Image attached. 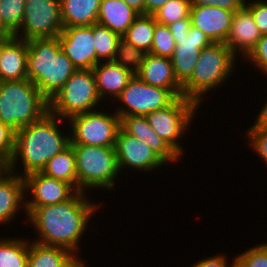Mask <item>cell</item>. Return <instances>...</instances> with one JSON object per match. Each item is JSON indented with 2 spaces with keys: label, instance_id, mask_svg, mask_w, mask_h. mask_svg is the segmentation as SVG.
<instances>
[{
  "label": "cell",
  "instance_id": "39",
  "mask_svg": "<svg viewBox=\"0 0 267 267\" xmlns=\"http://www.w3.org/2000/svg\"><path fill=\"white\" fill-rule=\"evenodd\" d=\"M231 259L232 262L230 263L229 260ZM231 259L230 257L228 259V256L223 253H218L209 257H202L199 261L192 263L191 267H234V256Z\"/></svg>",
  "mask_w": 267,
  "mask_h": 267
},
{
  "label": "cell",
  "instance_id": "9",
  "mask_svg": "<svg viewBox=\"0 0 267 267\" xmlns=\"http://www.w3.org/2000/svg\"><path fill=\"white\" fill-rule=\"evenodd\" d=\"M105 110L99 108L71 116L66 121L70 125V144L115 147L120 117L113 110Z\"/></svg>",
  "mask_w": 267,
  "mask_h": 267
},
{
  "label": "cell",
  "instance_id": "34",
  "mask_svg": "<svg viewBox=\"0 0 267 267\" xmlns=\"http://www.w3.org/2000/svg\"><path fill=\"white\" fill-rule=\"evenodd\" d=\"M234 267H267V242H261L234 256Z\"/></svg>",
  "mask_w": 267,
  "mask_h": 267
},
{
  "label": "cell",
  "instance_id": "8",
  "mask_svg": "<svg viewBox=\"0 0 267 267\" xmlns=\"http://www.w3.org/2000/svg\"><path fill=\"white\" fill-rule=\"evenodd\" d=\"M198 109L201 108L194 101L180 96L167 107L153 111L145 117L155 133L184 159L185 147L180 141L188 135Z\"/></svg>",
  "mask_w": 267,
  "mask_h": 267
},
{
  "label": "cell",
  "instance_id": "15",
  "mask_svg": "<svg viewBox=\"0 0 267 267\" xmlns=\"http://www.w3.org/2000/svg\"><path fill=\"white\" fill-rule=\"evenodd\" d=\"M212 43L201 30L193 26L187 36L178 38L171 61L175 77L181 85L191 77L201 50Z\"/></svg>",
  "mask_w": 267,
  "mask_h": 267
},
{
  "label": "cell",
  "instance_id": "44",
  "mask_svg": "<svg viewBox=\"0 0 267 267\" xmlns=\"http://www.w3.org/2000/svg\"><path fill=\"white\" fill-rule=\"evenodd\" d=\"M132 9L139 14H144V0H124Z\"/></svg>",
  "mask_w": 267,
  "mask_h": 267
},
{
  "label": "cell",
  "instance_id": "4",
  "mask_svg": "<svg viewBox=\"0 0 267 267\" xmlns=\"http://www.w3.org/2000/svg\"><path fill=\"white\" fill-rule=\"evenodd\" d=\"M237 59L225 43H212L203 48L191 77L182 85V96L201 108L205 98H209L206 94L218 91L238 71Z\"/></svg>",
  "mask_w": 267,
  "mask_h": 267
},
{
  "label": "cell",
  "instance_id": "42",
  "mask_svg": "<svg viewBox=\"0 0 267 267\" xmlns=\"http://www.w3.org/2000/svg\"><path fill=\"white\" fill-rule=\"evenodd\" d=\"M266 99L267 98H265L264 100ZM264 102L265 103L263 104V106H261V109L257 111V115H255V117L257 116L255 122H253V124H251L248 129L267 130V100Z\"/></svg>",
  "mask_w": 267,
  "mask_h": 267
},
{
  "label": "cell",
  "instance_id": "35",
  "mask_svg": "<svg viewBox=\"0 0 267 267\" xmlns=\"http://www.w3.org/2000/svg\"><path fill=\"white\" fill-rule=\"evenodd\" d=\"M246 145H249L250 150L256 153L261 159V163L265 162L267 167V130L264 129H246L244 132Z\"/></svg>",
  "mask_w": 267,
  "mask_h": 267
},
{
  "label": "cell",
  "instance_id": "40",
  "mask_svg": "<svg viewBox=\"0 0 267 267\" xmlns=\"http://www.w3.org/2000/svg\"><path fill=\"white\" fill-rule=\"evenodd\" d=\"M246 0H192L191 6H214L232 12L245 6Z\"/></svg>",
  "mask_w": 267,
  "mask_h": 267
},
{
  "label": "cell",
  "instance_id": "1",
  "mask_svg": "<svg viewBox=\"0 0 267 267\" xmlns=\"http://www.w3.org/2000/svg\"><path fill=\"white\" fill-rule=\"evenodd\" d=\"M89 199L86 192L77 191L69 200L61 203L25 207V223H29L34 228V234L38 235H33L34 238L30 240L43 245L63 247L80 255L83 235L85 236L89 228L92 229L91 224H94L91 220L102 209L101 204H104V201L97 203Z\"/></svg>",
  "mask_w": 267,
  "mask_h": 267
},
{
  "label": "cell",
  "instance_id": "31",
  "mask_svg": "<svg viewBox=\"0 0 267 267\" xmlns=\"http://www.w3.org/2000/svg\"><path fill=\"white\" fill-rule=\"evenodd\" d=\"M25 0H0V21L13 36L21 27Z\"/></svg>",
  "mask_w": 267,
  "mask_h": 267
},
{
  "label": "cell",
  "instance_id": "20",
  "mask_svg": "<svg viewBox=\"0 0 267 267\" xmlns=\"http://www.w3.org/2000/svg\"><path fill=\"white\" fill-rule=\"evenodd\" d=\"M96 89L99 98L107 106L111 105L125 89L133 75L113 61L99 62L93 69ZM108 98V100H107Z\"/></svg>",
  "mask_w": 267,
  "mask_h": 267
},
{
  "label": "cell",
  "instance_id": "5",
  "mask_svg": "<svg viewBox=\"0 0 267 267\" xmlns=\"http://www.w3.org/2000/svg\"><path fill=\"white\" fill-rule=\"evenodd\" d=\"M49 112V100L29 79L2 81L0 121L17 132L42 119Z\"/></svg>",
  "mask_w": 267,
  "mask_h": 267
},
{
  "label": "cell",
  "instance_id": "43",
  "mask_svg": "<svg viewBox=\"0 0 267 267\" xmlns=\"http://www.w3.org/2000/svg\"><path fill=\"white\" fill-rule=\"evenodd\" d=\"M169 0H144V14L153 15Z\"/></svg>",
  "mask_w": 267,
  "mask_h": 267
},
{
  "label": "cell",
  "instance_id": "25",
  "mask_svg": "<svg viewBox=\"0 0 267 267\" xmlns=\"http://www.w3.org/2000/svg\"><path fill=\"white\" fill-rule=\"evenodd\" d=\"M100 3L101 0H60L63 27L96 24Z\"/></svg>",
  "mask_w": 267,
  "mask_h": 267
},
{
  "label": "cell",
  "instance_id": "45",
  "mask_svg": "<svg viewBox=\"0 0 267 267\" xmlns=\"http://www.w3.org/2000/svg\"><path fill=\"white\" fill-rule=\"evenodd\" d=\"M9 163L0 157V179L9 172Z\"/></svg>",
  "mask_w": 267,
  "mask_h": 267
},
{
  "label": "cell",
  "instance_id": "17",
  "mask_svg": "<svg viewBox=\"0 0 267 267\" xmlns=\"http://www.w3.org/2000/svg\"><path fill=\"white\" fill-rule=\"evenodd\" d=\"M234 12L214 6H191L193 27L201 30L213 43H225Z\"/></svg>",
  "mask_w": 267,
  "mask_h": 267
},
{
  "label": "cell",
  "instance_id": "16",
  "mask_svg": "<svg viewBox=\"0 0 267 267\" xmlns=\"http://www.w3.org/2000/svg\"><path fill=\"white\" fill-rule=\"evenodd\" d=\"M261 36L251 11L243 6L234 12L225 44L241 63L256 46Z\"/></svg>",
  "mask_w": 267,
  "mask_h": 267
},
{
  "label": "cell",
  "instance_id": "41",
  "mask_svg": "<svg viewBox=\"0 0 267 267\" xmlns=\"http://www.w3.org/2000/svg\"><path fill=\"white\" fill-rule=\"evenodd\" d=\"M171 31V34L175 41H178V38H183L188 35L189 29L192 26L191 18H184L178 21H175L172 24L168 25Z\"/></svg>",
  "mask_w": 267,
  "mask_h": 267
},
{
  "label": "cell",
  "instance_id": "11",
  "mask_svg": "<svg viewBox=\"0 0 267 267\" xmlns=\"http://www.w3.org/2000/svg\"><path fill=\"white\" fill-rule=\"evenodd\" d=\"M63 28L60 0H25L23 22L13 36L26 41L56 38Z\"/></svg>",
  "mask_w": 267,
  "mask_h": 267
},
{
  "label": "cell",
  "instance_id": "19",
  "mask_svg": "<svg viewBox=\"0 0 267 267\" xmlns=\"http://www.w3.org/2000/svg\"><path fill=\"white\" fill-rule=\"evenodd\" d=\"M25 213L24 177L9 171L0 179V226L14 223V219Z\"/></svg>",
  "mask_w": 267,
  "mask_h": 267
},
{
  "label": "cell",
  "instance_id": "7",
  "mask_svg": "<svg viewBox=\"0 0 267 267\" xmlns=\"http://www.w3.org/2000/svg\"><path fill=\"white\" fill-rule=\"evenodd\" d=\"M103 104L97 93L92 70H76L49 101V112L68 120L79 113L103 109Z\"/></svg>",
  "mask_w": 267,
  "mask_h": 267
},
{
  "label": "cell",
  "instance_id": "10",
  "mask_svg": "<svg viewBox=\"0 0 267 267\" xmlns=\"http://www.w3.org/2000/svg\"><path fill=\"white\" fill-rule=\"evenodd\" d=\"M175 99L168 89L151 86L136 75L111 104L112 107L115 106L113 109L121 118L127 115L146 116L167 107Z\"/></svg>",
  "mask_w": 267,
  "mask_h": 267
},
{
  "label": "cell",
  "instance_id": "30",
  "mask_svg": "<svg viewBox=\"0 0 267 267\" xmlns=\"http://www.w3.org/2000/svg\"><path fill=\"white\" fill-rule=\"evenodd\" d=\"M147 52L135 47L121 38L113 62L125 67L133 76H136L142 68Z\"/></svg>",
  "mask_w": 267,
  "mask_h": 267
},
{
  "label": "cell",
  "instance_id": "14",
  "mask_svg": "<svg viewBox=\"0 0 267 267\" xmlns=\"http://www.w3.org/2000/svg\"><path fill=\"white\" fill-rule=\"evenodd\" d=\"M25 207L53 205L69 200L77 191L68 183L33 172L24 177Z\"/></svg>",
  "mask_w": 267,
  "mask_h": 267
},
{
  "label": "cell",
  "instance_id": "36",
  "mask_svg": "<svg viewBox=\"0 0 267 267\" xmlns=\"http://www.w3.org/2000/svg\"><path fill=\"white\" fill-rule=\"evenodd\" d=\"M243 61L250 63L257 72L260 71V75L263 74L262 76L267 77V35L261 36L256 46Z\"/></svg>",
  "mask_w": 267,
  "mask_h": 267
},
{
  "label": "cell",
  "instance_id": "26",
  "mask_svg": "<svg viewBox=\"0 0 267 267\" xmlns=\"http://www.w3.org/2000/svg\"><path fill=\"white\" fill-rule=\"evenodd\" d=\"M41 173L48 177L66 182L78 191L76 159L72 145L69 144L61 152L53 156L46 163Z\"/></svg>",
  "mask_w": 267,
  "mask_h": 267
},
{
  "label": "cell",
  "instance_id": "24",
  "mask_svg": "<svg viewBox=\"0 0 267 267\" xmlns=\"http://www.w3.org/2000/svg\"><path fill=\"white\" fill-rule=\"evenodd\" d=\"M138 16L124 0H101L97 23L122 37Z\"/></svg>",
  "mask_w": 267,
  "mask_h": 267
},
{
  "label": "cell",
  "instance_id": "13",
  "mask_svg": "<svg viewBox=\"0 0 267 267\" xmlns=\"http://www.w3.org/2000/svg\"><path fill=\"white\" fill-rule=\"evenodd\" d=\"M58 39L62 51L77 70H92L97 65L93 25L64 27Z\"/></svg>",
  "mask_w": 267,
  "mask_h": 267
},
{
  "label": "cell",
  "instance_id": "21",
  "mask_svg": "<svg viewBox=\"0 0 267 267\" xmlns=\"http://www.w3.org/2000/svg\"><path fill=\"white\" fill-rule=\"evenodd\" d=\"M27 41L10 36L0 49V80L14 81L27 78Z\"/></svg>",
  "mask_w": 267,
  "mask_h": 267
},
{
  "label": "cell",
  "instance_id": "33",
  "mask_svg": "<svg viewBox=\"0 0 267 267\" xmlns=\"http://www.w3.org/2000/svg\"><path fill=\"white\" fill-rule=\"evenodd\" d=\"M176 41L174 40L168 25L159 24L155 21L154 38L149 53L171 58L175 50Z\"/></svg>",
  "mask_w": 267,
  "mask_h": 267
},
{
  "label": "cell",
  "instance_id": "3",
  "mask_svg": "<svg viewBox=\"0 0 267 267\" xmlns=\"http://www.w3.org/2000/svg\"><path fill=\"white\" fill-rule=\"evenodd\" d=\"M27 78L50 101L77 70L58 37L27 40Z\"/></svg>",
  "mask_w": 267,
  "mask_h": 267
},
{
  "label": "cell",
  "instance_id": "37",
  "mask_svg": "<svg viewBox=\"0 0 267 267\" xmlns=\"http://www.w3.org/2000/svg\"><path fill=\"white\" fill-rule=\"evenodd\" d=\"M261 35H267V3L264 0H246Z\"/></svg>",
  "mask_w": 267,
  "mask_h": 267
},
{
  "label": "cell",
  "instance_id": "22",
  "mask_svg": "<svg viewBox=\"0 0 267 267\" xmlns=\"http://www.w3.org/2000/svg\"><path fill=\"white\" fill-rule=\"evenodd\" d=\"M137 76L151 86L168 89L176 98L182 96V85L175 77L171 58L147 53Z\"/></svg>",
  "mask_w": 267,
  "mask_h": 267
},
{
  "label": "cell",
  "instance_id": "28",
  "mask_svg": "<svg viewBox=\"0 0 267 267\" xmlns=\"http://www.w3.org/2000/svg\"><path fill=\"white\" fill-rule=\"evenodd\" d=\"M154 29V16L139 14L122 38L128 43L133 44L135 47L143 49L149 53L153 43Z\"/></svg>",
  "mask_w": 267,
  "mask_h": 267
},
{
  "label": "cell",
  "instance_id": "12",
  "mask_svg": "<svg viewBox=\"0 0 267 267\" xmlns=\"http://www.w3.org/2000/svg\"><path fill=\"white\" fill-rule=\"evenodd\" d=\"M115 152L120 174L126 168L127 172L138 170V173L149 174L156 169L161 172L160 168L168 166L144 141L127 134L121 127L115 142Z\"/></svg>",
  "mask_w": 267,
  "mask_h": 267
},
{
  "label": "cell",
  "instance_id": "27",
  "mask_svg": "<svg viewBox=\"0 0 267 267\" xmlns=\"http://www.w3.org/2000/svg\"><path fill=\"white\" fill-rule=\"evenodd\" d=\"M0 236V267L28 266V239Z\"/></svg>",
  "mask_w": 267,
  "mask_h": 267
},
{
  "label": "cell",
  "instance_id": "6",
  "mask_svg": "<svg viewBox=\"0 0 267 267\" xmlns=\"http://www.w3.org/2000/svg\"><path fill=\"white\" fill-rule=\"evenodd\" d=\"M71 145L76 159L78 191L87 193L88 190H94L95 194L99 189L115 190L118 184L115 181L122 176L118 169L115 147Z\"/></svg>",
  "mask_w": 267,
  "mask_h": 267
},
{
  "label": "cell",
  "instance_id": "46",
  "mask_svg": "<svg viewBox=\"0 0 267 267\" xmlns=\"http://www.w3.org/2000/svg\"><path fill=\"white\" fill-rule=\"evenodd\" d=\"M12 36L2 25L0 21V38H9Z\"/></svg>",
  "mask_w": 267,
  "mask_h": 267
},
{
  "label": "cell",
  "instance_id": "38",
  "mask_svg": "<svg viewBox=\"0 0 267 267\" xmlns=\"http://www.w3.org/2000/svg\"><path fill=\"white\" fill-rule=\"evenodd\" d=\"M15 147V131L0 121V157L11 161Z\"/></svg>",
  "mask_w": 267,
  "mask_h": 267
},
{
  "label": "cell",
  "instance_id": "32",
  "mask_svg": "<svg viewBox=\"0 0 267 267\" xmlns=\"http://www.w3.org/2000/svg\"><path fill=\"white\" fill-rule=\"evenodd\" d=\"M192 0H169L153 16L159 24L169 25L190 17Z\"/></svg>",
  "mask_w": 267,
  "mask_h": 267
},
{
  "label": "cell",
  "instance_id": "18",
  "mask_svg": "<svg viewBox=\"0 0 267 267\" xmlns=\"http://www.w3.org/2000/svg\"><path fill=\"white\" fill-rule=\"evenodd\" d=\"M120 127L144 141L168 166L182 158L152 129L145 116L127 115L120 118ZM170 164V165H169Z\"/></svg>",
  "mask_w": 267,
  "mask_h": 267
},
{
  "label": "cell",
  "instance_id": "2",
  "mask_svg": "<svg viewBox=\"0 0 267 267\" xmlns=\"http://www.w3.org/2000/svg\"><path fill=\"white\" fill-rule=\"evenodd\" d=\"M65 121L48 112L42 119L15 132L14 154L9 170L21 177L41 172L53 156L70 144V133H67L70 128L66 127Z\"/></svg>",
  "mask_w": 267,
  "mask_h": 267
},
{
  "label": "cell",
  "instance_id": "47",
  "mask_svg": "<svg viewBox=\"0 0 267 267\" xmlns=\"http://www.w3.org/2000/svg\"><path fill=\"white\" fill-rule=\"evenodd\" d=\"M8 38H0V49L2 47V44L7 40Z\"/></svg>",
  "mask_w": 267,
  "mask_h": 267
},
{
  "label": "cell",
  "instance_id": "23",
  "mask_svg": "<svg viewBox=\"0 0 267 267\" xmlns=\"http://www.w3.org/2000/svg\"><path fill=\"white\" fill-rule=\"evenodd\" d=\"M28 239L27 267H89L88 261L63 247L48 246Z\"/></svg>",
  "mask_w": 267,
  "mask_h": 267
},
{
  "label": "cell",
  "instance_id": "29",
  "mask_svg": "<svg viewBox=\"0 0 267 267\" xmlns=\"http://www.w3.org/2000/svg\"><path fill=\"white\" fill-rule=\"evenodd\" d=\"M93 38L97 64L99 62L113 61L118 42L122 37L107 27L96 23L93 24Z\"/></svg>",
  "mask_w": 267,
  "mask_h": 267
}]
</instances>
